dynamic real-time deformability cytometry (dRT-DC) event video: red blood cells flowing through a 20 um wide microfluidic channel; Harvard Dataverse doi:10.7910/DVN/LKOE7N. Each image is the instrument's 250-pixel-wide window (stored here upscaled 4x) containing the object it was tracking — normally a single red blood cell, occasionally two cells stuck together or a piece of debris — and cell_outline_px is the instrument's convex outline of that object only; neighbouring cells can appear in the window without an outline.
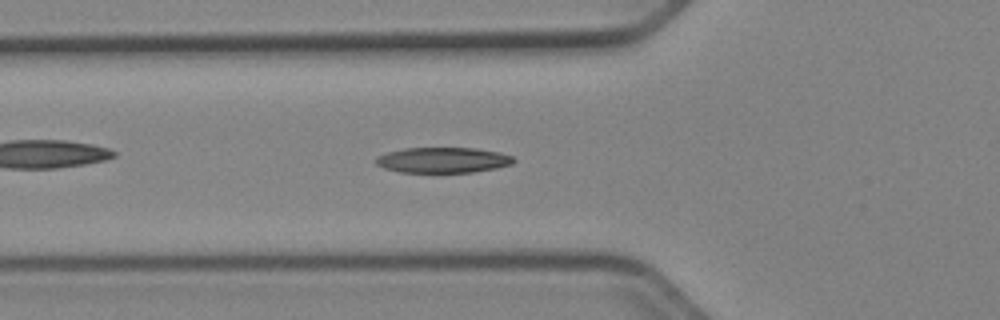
{"species": "Egyptian fruit bat (a non-hibernating species)", "species_latin": "Rousettus aegyptiacus", "temperature_condition": "cold", "stored_images_in_passage": 34, "camera_frame_rate_fps": 3000, "um_per_image_px": 0.085, "animal": {"sex": "female"}, "frame": {"image": 1, "passage_image": 7, "time_ms": 2.0, "image_size_px": [1000, 320], "cell_outline_px": [[516, 160], [512, 164], [496, 168], [472, 172], [400, 172], [384, 168], [376, 164], [376, 156], [388, 152], [404, 148], [476, 148], [500, 152], [512, 156]], "centroid_in_image_um": [37.66, 13.6], "position_along_channel_um": 88.1, "area_um2": 20.46}}
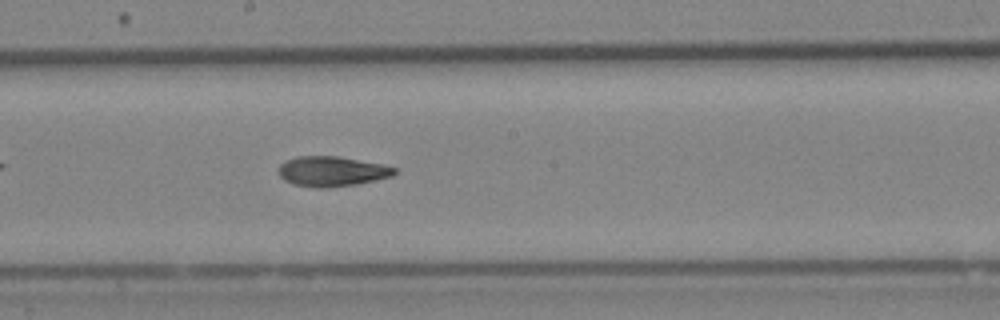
{"frame": {"image": 2, "passage_image": 17, "time_ms": 5.333, "image_size_px": [1000, 320], "cell_outline_px": [[396, 172], [392, 176], [356, 184], [328, 188], [316, 188], [292, 184], [284, 180], [276, 172], [280, 164], [284, 160], [296, 156], [336, 156], [380, 164], [396, 168]], "centroid_in_image_um": [28.12, 14.57], "position_along_channel_um": 220.1, "area_um2": 20.35}}
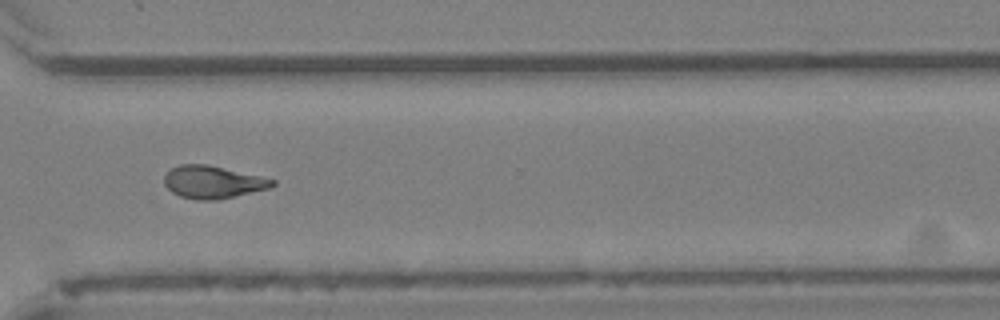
{"frame": {"image": 3, "passage_image": 27, "time_ms": 8.667, "image_size_px": [1000, 320], "cell_outline_px": [[276, 184], [268, 188], [216, 200], [196, 200], [180, 196], [172, 192], [164, 184], [164, 176], [172, 168], [180, 164], [204, 164], [260, 176], [276, 180]], "centroid_in_image_um": [18.06, 15.48], "position_along_channel_um": 352.5, "area_um2": 20.17}, "authors_computed_cell_mechanics": {"area_um2": 20.2878, "velocity_mm_per_s": 3.9604, "shape_relaxation_time_tau1_ms": 4.1743, "shape_relaxation_time_tau2_ms": 4.2375, "deformation_change_tau1": 0.1655, "deformation_change_tau2": 0.1258}}